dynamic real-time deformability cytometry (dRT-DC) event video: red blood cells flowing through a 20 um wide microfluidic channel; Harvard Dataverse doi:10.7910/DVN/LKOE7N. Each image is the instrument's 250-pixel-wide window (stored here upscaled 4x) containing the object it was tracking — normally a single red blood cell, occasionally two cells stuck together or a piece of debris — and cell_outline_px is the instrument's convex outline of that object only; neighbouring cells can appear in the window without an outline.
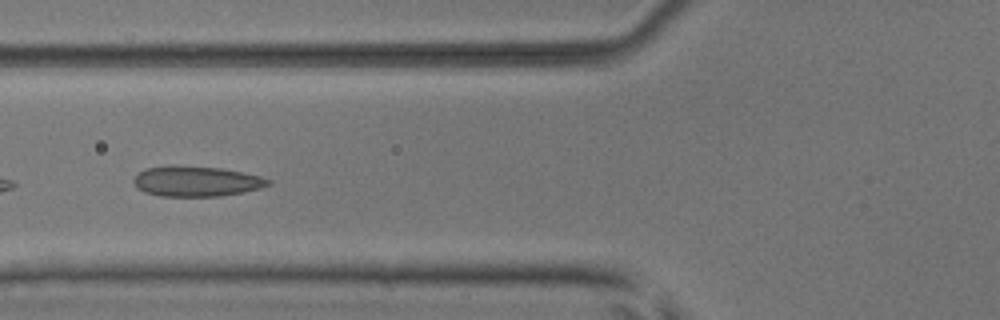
{"species": "common noctule bat (a hibernating species)", "species_latin": "Nyctalus noctula", "temperature_condition": "room temperature", "stored_images_in_passage": 7, "camera_frame_rate_fps": 3000, "um_per_image_px": 0.085, "animal": {"sex": "male", "body_mass_g": 17.9, "forearm_length_mm": 54.2}, "frame": {"image": 1, "passage_image": 4, "time_ms": 1.0, "image_size_px": [1000, 320], "cell_outline_px": [[272, 184], [260, 188], [244, 192], [220, 196], [160, 196], [144, 192], [136, 188], [132, 180], [144, 168], [220, 168], [244, 172], [260, 176], [272, 180]], "centroid_in_image_um": [16.75, 15.45], "position_along_channel_um": 109.1, "area_um2": 23.06}}
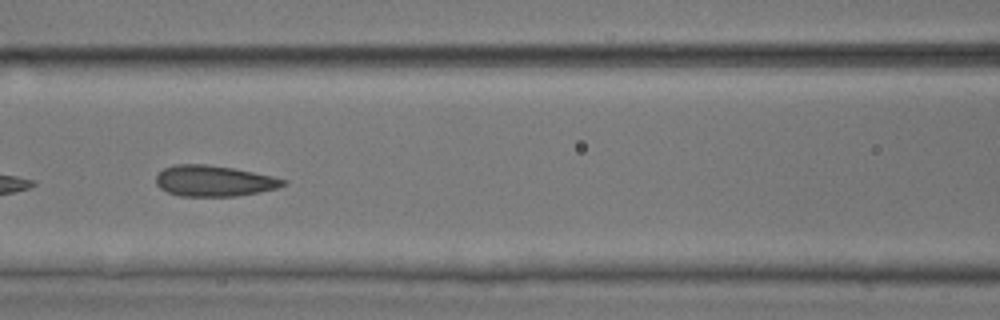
{"frame": {"image": 2, "passage_image": 5, "time_ms": 1.333, "image_size_px": [1000, 320], "cell_outline_px": [[288, 184], [276, 188], [260, 192], [236, 196], [180, 196], [168, 192], [160, 188], [156, 184], [156, 176], [164, 168], [176, 164], [204, 164], [232, 168], [272, 176], [288, 180]], "centroid_in_image_um": [18.2, 15.38], "position_along_channel_um": 148.4, "area_um2": 22.83}}
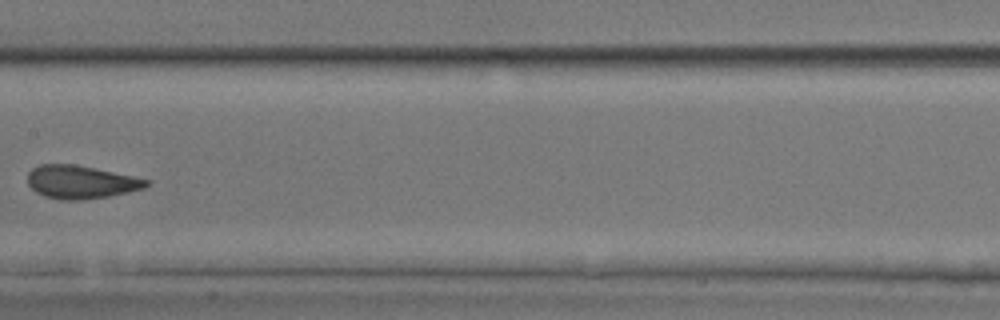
{"frame": {"image": 3, "passage_image": 6, "time_ms": 1.667, "image_size_px": [1000, 320], "cell_outline_px": [[152, 184], [144, 188], [128, 192], [108, 196], [80, 200], [60, 200], [44, 196], [36, 192], [28, 184], [28, 172], [32, 168], [40, 164], [76, 164], [96, 168], [152, 180]], "centroid_in_image_um": [6.89, 15.47], "position_along_channel_um": 200.5, "area_um2": 23.12}}